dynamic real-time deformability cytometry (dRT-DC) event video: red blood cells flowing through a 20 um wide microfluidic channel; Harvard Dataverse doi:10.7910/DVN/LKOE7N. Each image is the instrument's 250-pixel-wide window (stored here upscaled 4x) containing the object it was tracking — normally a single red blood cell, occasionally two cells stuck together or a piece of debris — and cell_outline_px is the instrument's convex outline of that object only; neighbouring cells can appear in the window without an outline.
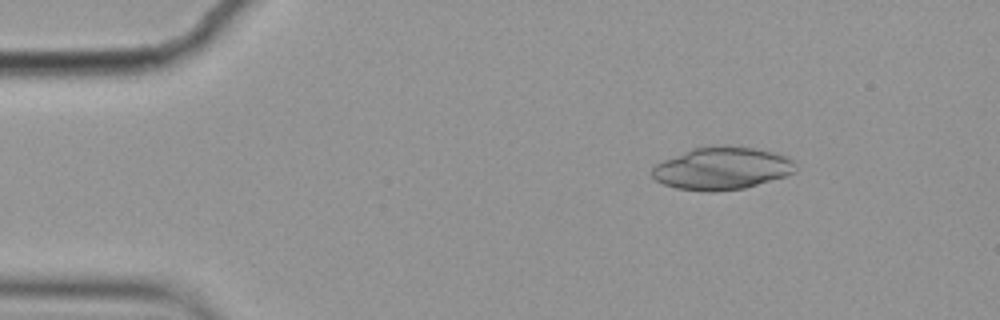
{"species": "common noctule bat (a hibernating species)", "species_latin": "Nyctalus noctula", "temperature_condition": "cold", "stored_images_in_passage": 4, "camera_frame_rate_fps": 3000, "um_per_image_px": 0.085, "animal": {"sex": "female", "body_mass_g": 19.9}, "frame": {"image": 1, "passage_image": 3, "time_ms": 0.667, "image_size_px": [1000, 320], "cell_outline_px": [[792, 172], [788, 176], [744, 188], [712, 192], [708, 192], [676, 188], [664, 184], [656, 180], [652, 176], [652, 168], [656, 164], [664, 160], [692, 148], [752, 148], [772, 152], [788, 156], [792, 160]], "centroid_in_image_um": [61.33, 14.35], "position_along_channel_um": 23.7, "area_um2": 34.56}}